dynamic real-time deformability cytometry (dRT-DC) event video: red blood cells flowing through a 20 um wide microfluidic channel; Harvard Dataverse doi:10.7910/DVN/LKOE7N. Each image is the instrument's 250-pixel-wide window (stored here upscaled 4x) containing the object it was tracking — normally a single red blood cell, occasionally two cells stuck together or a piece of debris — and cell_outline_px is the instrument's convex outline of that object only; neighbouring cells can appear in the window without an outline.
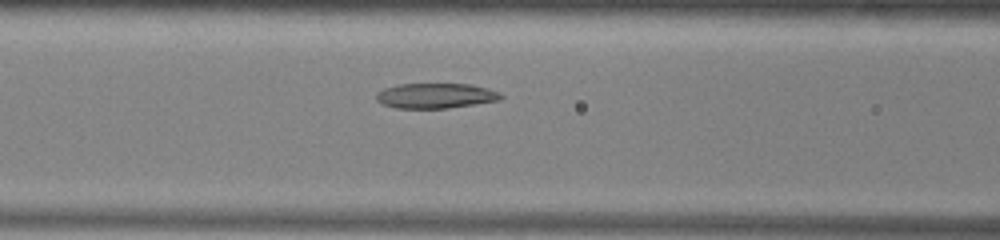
{"species": "common noctule bat (a hibernating species)", "species_latin": "Nyctalus noctula", "temperature_condition": "warm", "stored_images_in_passage": 20, "camera_frame_rate_fps": 3000, "um_per_image_px": 0.085, "animal": {"sex": "male", "body_mass_g": 13.0, "forearm_length_mm": 53.1}, "frame": {"image": 1, "passage_image": 15, "time_ms": 4.667, "image_size_px": [1000, 240], "cell_outline_px": [[504, 96], [500, 100], [476, 104], [448, 108], [396, 108], [384, 104], [376, 100], [376, 92], [384, 88], [400, 84], [472, 84], [488, 88], [500, 92]], "centroid_in_image_um": [37.06, 8.13], "position_along_channel_um": 129.5, "area_um2": 18.32}}